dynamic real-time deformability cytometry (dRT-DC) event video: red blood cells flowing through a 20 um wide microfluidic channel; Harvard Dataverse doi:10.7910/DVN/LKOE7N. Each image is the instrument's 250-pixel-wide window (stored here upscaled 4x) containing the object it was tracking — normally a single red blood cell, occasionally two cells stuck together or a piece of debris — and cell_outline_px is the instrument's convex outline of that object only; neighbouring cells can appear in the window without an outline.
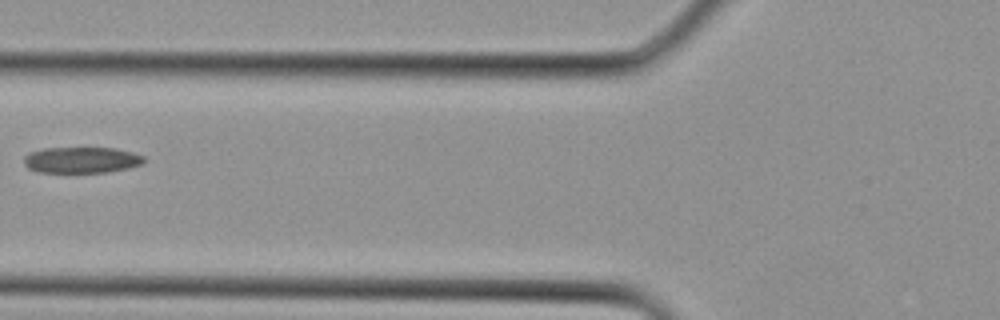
{"species": "Egyptian fruit bat (a non-hibernating species)", "species_latin": "Rousettus aegyptiacus", "temperature_condition": "cold", "stored_images_in_passage": 4, "camera_frame_rate_fps": 3000, "um_per_image_px": 0.085, "animal": {"sex": "female"}, "frame": {"image": 1, "passage_image": 4, "time_ms": 1.0, "image_size_px": [1000, 320], "cell_outline_px": [[144, 160], [140, 164], [128, 168], [108, 172], [36, 172], [28, 168], [24, 164], [24, 156], [28, 152], [44, 148], [116, 148], [132, 152], [144, 156]], "centroid_in_image_um": [6.89, 13.59], "position_along_channel_um": 118.9, "area_um2": 18.26}}